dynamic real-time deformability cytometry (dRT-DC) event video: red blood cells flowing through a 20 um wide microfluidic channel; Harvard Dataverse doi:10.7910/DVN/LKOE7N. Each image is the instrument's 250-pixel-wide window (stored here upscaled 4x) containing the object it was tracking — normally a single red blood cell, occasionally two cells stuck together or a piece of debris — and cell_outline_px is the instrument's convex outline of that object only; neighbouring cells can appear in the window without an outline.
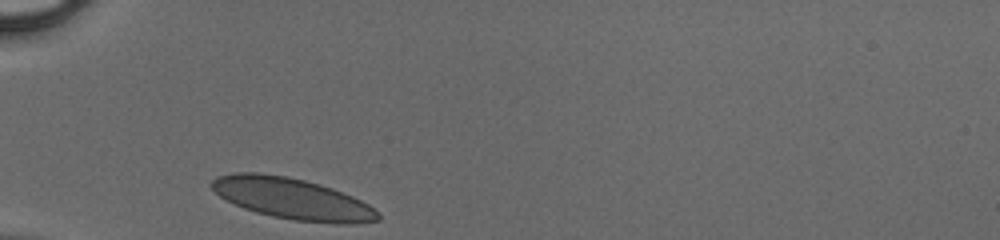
{"species": "human", "species_latin": "Homo sapiens", "temperature_condition": "cold", "stored_images_in_passage": 25, "camera_frame_rate_fps": 3000, "um_per_image_px": 0.085, "donor": {"sex": "male"}, "frame": {"image": 1, "passage_image": 1, "time_ms": 0.0, "image_size_px": [1000, 240], "cell_outline_px": [[380, 220], [356, 224], [336, 224], [292, 220], [272, 216], [256, 212], [244, 208], [220, 196], [212, 188], [212, 180], [216, 176], [236, 172], [256, 172], [288, 176], [320, 184], [332, 188], [352, 196], [368, 204], [380, 216]], "centroid_in_image_um": [24.85, 16.89], "position_along_channel_um": 60.1, "area_um2": 39.82}}
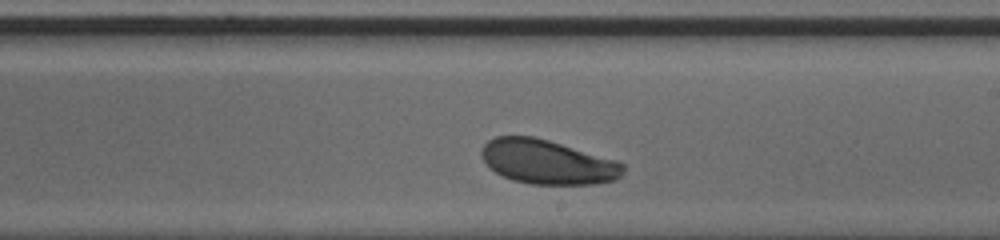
{"frame": {"image": 2, "passage_image": 15, "time_ms": 4.667, "image_size_px": [1000, 240], "cell_outline_px": [[624, 172], [616, 180], [596, 184], [528, 184], [512, 180], [496, 172], [484, 160], [480, 152], [484, 144], [488, 140], [496, 136], [532, 136], [548, 140], [616, 160], [624, 164]], "centroid_in_image_um": [46.55, 13.77], "position_along_channel_um": 242.5, "area_um2": 36.41}}
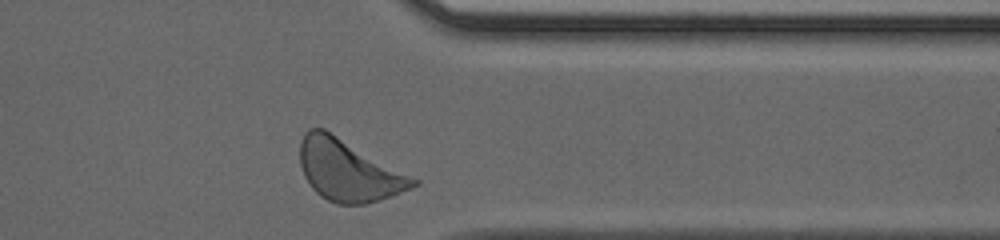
{"frame": {"image": 3, "passage_image": 25, "time_ms": 8.0, "image_size_px": [1000, 240], "cell_outline_px": [[420, 184], [412, 188], [392, 196], [380, 200], [364, 204], [336, 204], [320, 196], [312, 188], [304, 176], [300, 164], [300, 140], [304, 132], [308, 128], [324, 128], [420, 180]], "centroid_in_image_um": [29.62, 14.48], "position_along_channel_um": 381.8, "area_um2": 40.63}}